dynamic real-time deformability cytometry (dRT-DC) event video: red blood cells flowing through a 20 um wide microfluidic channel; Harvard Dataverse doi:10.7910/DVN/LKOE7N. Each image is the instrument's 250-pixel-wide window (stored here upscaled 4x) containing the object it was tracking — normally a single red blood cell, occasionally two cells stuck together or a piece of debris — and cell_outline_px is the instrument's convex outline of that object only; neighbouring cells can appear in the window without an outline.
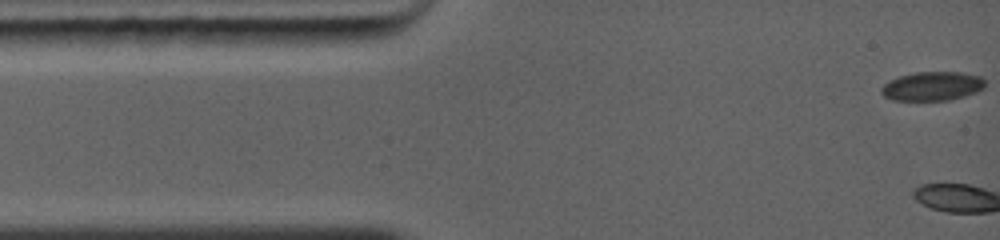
{"species": "common noctule bat (a hibernating species)", "species_latin": "Nyctalus noctula", "temperature_condition": "warm", "stored_images_in_passage": 7, "camera_frame_rate_fps": 5000, "um_per_image_px": 0.085, "animal": {"sex": "female", "body_mass_g": 19.0, "forearm_length_mm": 56.7}, "frame": {"image": 1, "passage_image": 1, "time_ms": 0.0, "image_size_px": [1000, 240], "cell_outline_px": [[984, 88], [976, 92], [964, 96], [948, 100], [892, 100], [884, 96], [880, 92], [880, 88], [884, 84], [900, 76], [920, 72], [960, 72], [980, 76], [984, 80]], "centroid_in_image_um": [79.24, 7.33], "position_along_channel_um": 5.8, "area_um2": 17.34}}